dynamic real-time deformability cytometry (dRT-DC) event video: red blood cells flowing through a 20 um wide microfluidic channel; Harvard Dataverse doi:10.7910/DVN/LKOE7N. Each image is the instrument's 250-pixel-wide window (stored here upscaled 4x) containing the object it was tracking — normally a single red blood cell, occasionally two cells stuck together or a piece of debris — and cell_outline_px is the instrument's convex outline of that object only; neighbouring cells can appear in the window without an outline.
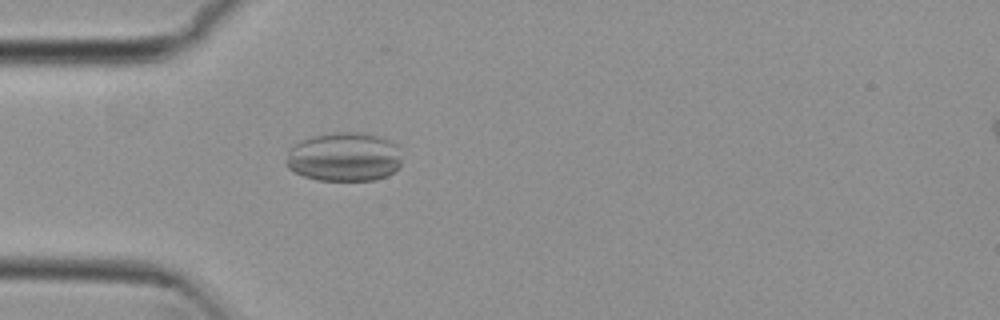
{"species": "common noctule bat (a hibernating species)", "species_latin": "Nyctalus noctula", "temperature_condition": "cold", "stored_images_in_passage": 34, "camera_frame_rate_fps": 3000, "um_per_image_px": 0.085, "animal": {"sex": "female", "body_mass_g": 29.2, "forearm_length_mm": 56.3}, "frame": {"image": 1, "passage_image": 16, "time_ms": 5.0, "image_size_px": [1000, 320], "cell_outline_px": [[400, 168], [396, 172], [388, 176], [372, 180], [316, 180], [292, 172], [284, 164], [284, 160], [288, 152], [300, 140], [312, 136], [336, 132], [364, 132], [380, 136], [396, 144], [400, 160]], "centroid_in_image_um": [29.23, 13.34], "position_along_channel_um": 55.8, "area_um2": 33.47}}
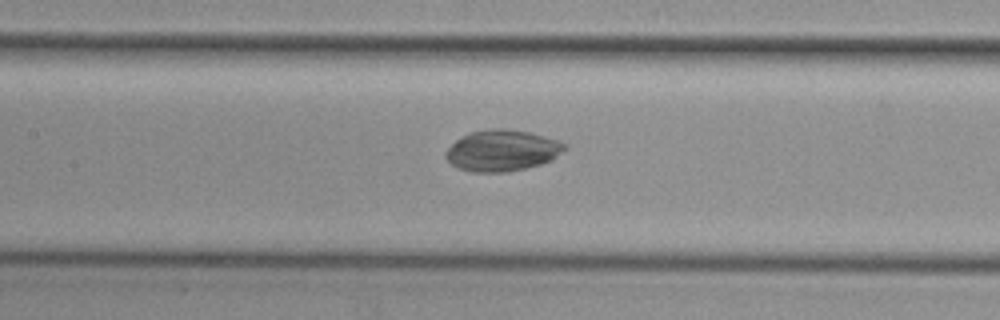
{"frame": {"image": 2, "passage_image": 25, "time_ms": 8.0, "image_size_px": [1000, 320], "cell_outline_px": [[568, 148], [552, 160], [540, 164], [508, 172], [472, 172], [460, 168], [452, 164], [444, 156], [444, 152], [456, 140], [472, 132], [492, 128], [504, 128], [528, 132], [556, 140], [568, 144]], "centroid_in_image_um": [42.7, 12.8], "position_along_channel_um": 164.7, "area_um2": 28.38}}
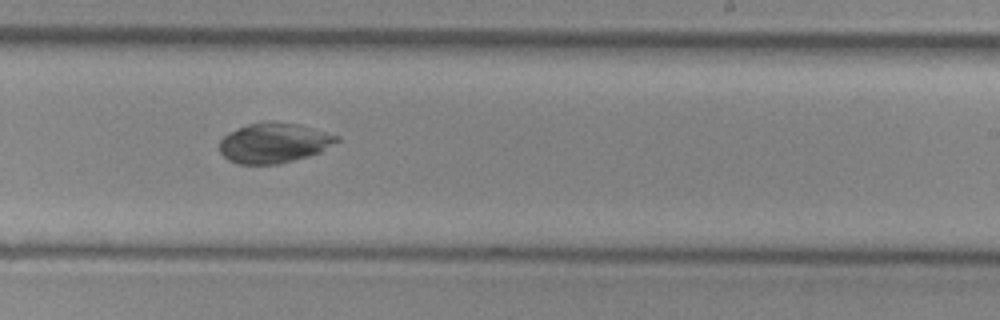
{"frame": {"image": 3, "passage_image": 33, "time_ms": 10.667, "image_size_px": [1000, 320], "cell_outline_px": [[340, 140], [320, 152], [308, 156], [276, 164], [240, 164], [228, 160], [220, 152], [220, 140], [228, 132], [236, 128], [248, 124], [268, 120], [272, 120], [300, 124], [340, 136]], "centroid_in_image_um": [23.28, 12.12], "position_along_channel_um": 265.7, "area_um2": 27.51}}